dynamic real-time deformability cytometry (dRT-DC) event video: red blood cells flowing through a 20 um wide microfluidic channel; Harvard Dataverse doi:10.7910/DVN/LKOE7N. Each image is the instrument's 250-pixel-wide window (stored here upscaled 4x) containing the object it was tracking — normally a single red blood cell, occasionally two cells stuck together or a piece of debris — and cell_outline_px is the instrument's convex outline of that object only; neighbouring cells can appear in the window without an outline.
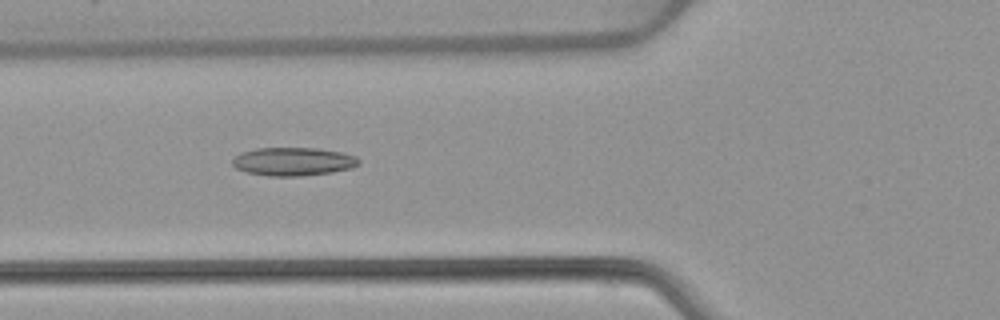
{"species": "common noctule bat (a hibernating species)", "species_latin": "Nyctalus noctula", "temperature_condition": "warm", "stored_images_in_passage": 53, "camera_frame_rate_fps": 3000, "um_per_image_px": 0.085, "animal": {"sex": "female", "body_mass_g": 22.7, "forearm_length_mm": 54.2}, "frame": {"image": 1, "passage_image": 20, "time_ms": 6.333, "image_size_px": [1000, 320], "cell_outline_px": [[360, 164], [352, 168], [332, 172], [300, 176], [268, 176], [248, 172], [236, 168], [232, 164], [232, 160], [240, 152], [256, 148], [316, 148], [340, 152], [356, 156], [360, 160]], "centroid_in_image_um": [24.93, 13.73], "position_along_channel_um": 100.9, "area_um2": 20.87}}
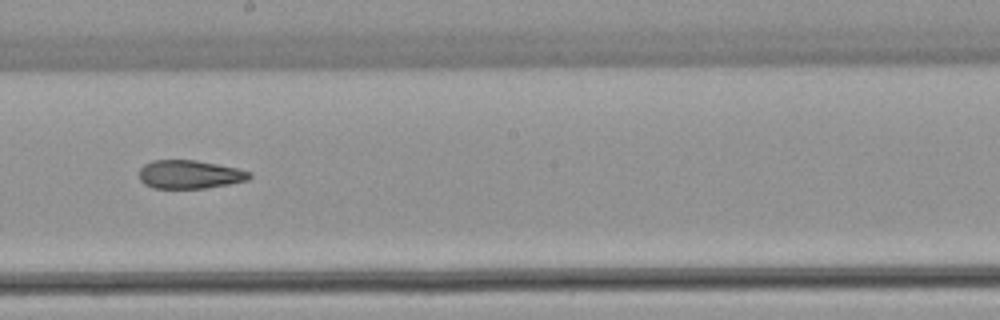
{"frame": {"image": 2, "passage_image": 30, "time_ms": 9.667, "image_size_px": [1000, 320], "cell_outline_px": [[252, 176], [248, 180], [208, 188], [152, 188], [144, 184], [140, 180], [140, 168], [144, 164], [152, 160], [196, 160], [236, 168], [252, 172]], "centroid_in_image_um": [16.12, 14.83], "position_along_channel_um": 232.1, "area_um2": 18.32}}
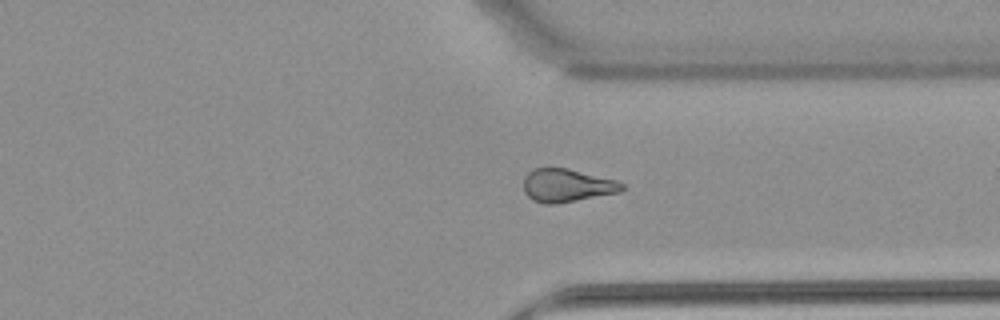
{"frame": {"image": 3, "passage_image": 40, "time_ms": 13.0, "image_size_px": [1000, 320], "cell_outline_px": [[624, 188], [620, 192], [556, 204], [544, 204], [532, 200], [524, 192], [524, 176], [532, 168], [568, 168], [616, 180], [624, 184]], "centroid_in_image_um": [48.16, 15.76], "position_along_channel_um": 363.2, "area_um2": 19.07}, "authors_computed_cell_mechanics": {"area_um2": 20.1722, "velocity_mm_per_s": 3.9279, "shape_relaxation_time_tau1_ms": null, "shape_relaxation_time_tau2_ms": 5.5181, "deformation_change_tau1": null, "deformation_change_tau2": 0.1513}}